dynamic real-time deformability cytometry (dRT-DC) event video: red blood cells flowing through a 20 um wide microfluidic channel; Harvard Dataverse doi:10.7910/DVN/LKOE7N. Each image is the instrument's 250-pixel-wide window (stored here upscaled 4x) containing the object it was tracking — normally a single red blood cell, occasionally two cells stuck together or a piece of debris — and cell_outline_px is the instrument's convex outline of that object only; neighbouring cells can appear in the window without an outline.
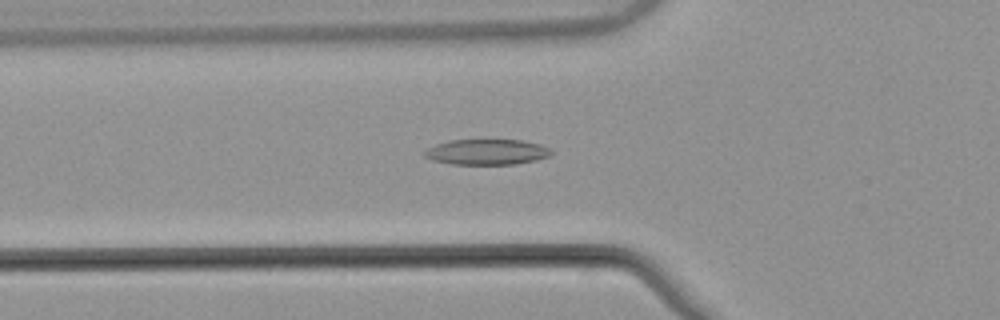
{"species": "common noctule bat (a hibernating species)", "species_latin": "Nyctalus noctula", "temperature_condition": "warm", "stored_images_in_passage": 54, "camera_frame_rate_fps": 3000, "um_per_image_px": 0.085, "animal": {"sex": "male", "body_mass_g": 21.5, "forearm_length_mm": 52.0}, "frame": {"image": 1, "passage_image": 20, "time_ms": 6.333, "image_size_px": [1000, 320], "cell_outline_px": [[552, 152], [548, 156], [536, 160], [512, 164], [452, 164], [432, 160], [424, 156], [424, 152], [428, 148], [436, 144], [448, 140], [520, 140], [540, 144], [548, 148]], "centroid_in_image_um": [41.34, 12.91], "position_along_channel_um": 84.5, "area_um2": 18.67}}
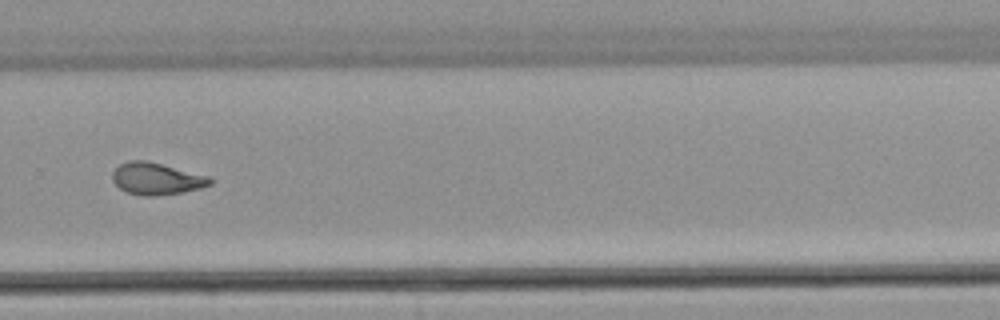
{"frame": {"image": 2, "passage_image": 38, "time_ms": 12.333, "image_size_px": [1000, 320], "cell_outline_px": [[212, 184], [200, 188], [180, 192], [156, 196], [144, 196], [128, 192], [120, 188], [112, 180], [112, 172], [120, 164], [128, 160], [144, 160], [208, 176], [212, 180]], "centroid_in_image_um": [13.27, 15.19], "position_along_channel_um": 316.5, "area_um2": 17.86}}
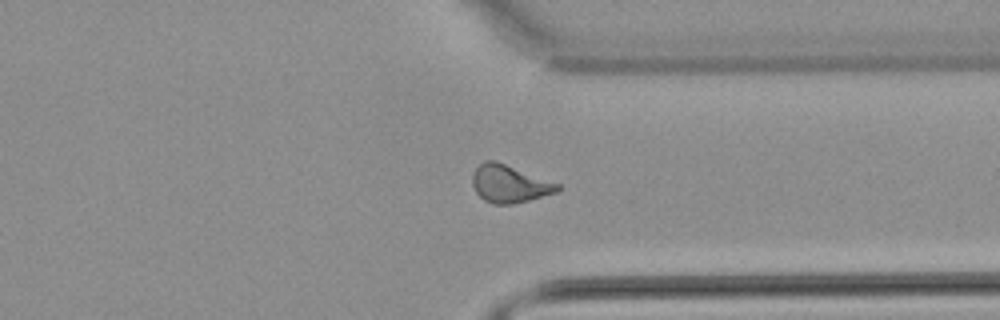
{"frame": {"image": 3, "passage_image": 42, "time_ms": 13.667, "image_size_px": [1000, 320], "cell_outline_px": [[560, 188], [556, 192], [528, 200], [512, 204], [492, 204], [484, 200], [476, 192], [472, 184], [472, 176], [476, 168], [484, 160], [496, 160], [560, 184]], "centroid_in_image_um": [43.28, 15.61], "position_along_channel_um": 368.1, "area_um2": 18.55}, "authors_computed_cell_mechanics": {"area_um2": 18.3804, "velocity_mm_per_s": 3.8698, "shape_relaxation_time_tau1_ms": 8.782, "shape_relaxation_time_tau2_ms": 2.0005, "deformation_change_tau1": 0.236, "deformation_change_tau2": 0.095}}